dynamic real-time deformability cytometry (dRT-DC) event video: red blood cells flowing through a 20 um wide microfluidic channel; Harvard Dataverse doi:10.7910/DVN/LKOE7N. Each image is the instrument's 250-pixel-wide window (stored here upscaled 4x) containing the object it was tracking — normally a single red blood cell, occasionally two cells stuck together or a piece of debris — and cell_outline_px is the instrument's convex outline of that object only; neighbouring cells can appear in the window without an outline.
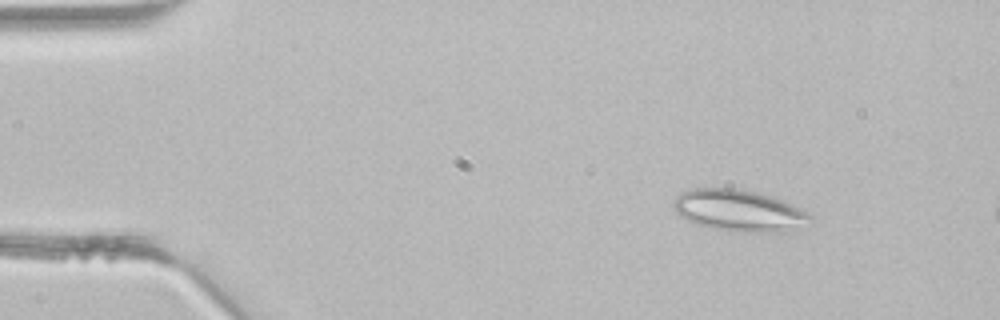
{"species": "common noctule bat (a hibernating species)", "species_latin": "Nyctalus noctula", "temperature_condition": "room temperature", "stored_images_in_passage": 12, "camera_frame_rate_fps": 3000, "um_per_image_px": 0.085, "animal": {"sex": "male", "body_mass_g": 21.5, "forearm_length_mm": 52.0}, "frame": {"image": 1, "passage_image": 6, "time_ms": 1.667, "image_size_px": [1000, 320], "cell_outline_px": [[812, 216], [792, 232], [768, 232], [716, 228], [700, 224], [688, 220], [680, 216], [672, 208], [672, 204], [676, 196], [680, 192], [692, 188], [732, 188], [756, 192], [780, 200]], "centroid_in_image_um": [62.72, 17.87], "position_along_channel_um": 22.3, "area_um2": 32.02}}